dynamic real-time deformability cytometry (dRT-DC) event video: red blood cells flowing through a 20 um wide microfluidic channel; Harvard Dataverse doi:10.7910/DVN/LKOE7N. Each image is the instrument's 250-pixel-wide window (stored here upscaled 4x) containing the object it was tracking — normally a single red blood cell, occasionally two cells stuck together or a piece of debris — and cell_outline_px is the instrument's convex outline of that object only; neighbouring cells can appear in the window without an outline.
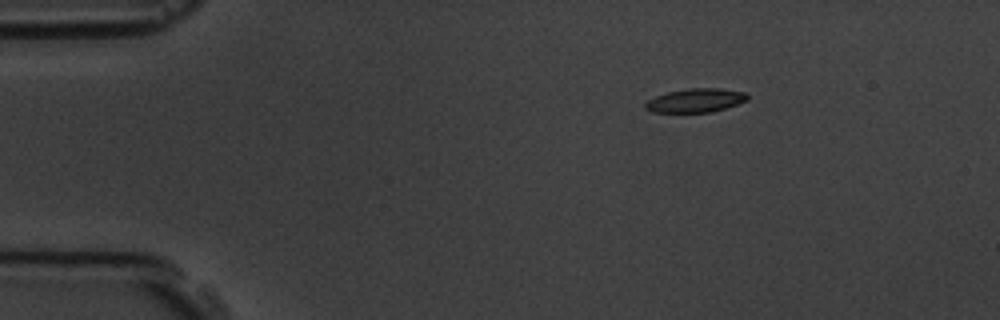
{"species": "common noctule bat (a hibernating species)", "species_latin": "Nyctalus noctula", "temperature_condition": "room temperature", "stored_images_in_passage": 2, "camera_frame_rate_fps": 3000, "um_per_image_px": 0.085, "animal": {"sex": "male", "body_mass_g": 19.5, "forearm_length_mm": 54.6}, "frame": {"image": 1, "passage_image": 2, "time_ms": 2.0, "image_size_px": [1000, 320], "cell_outline_px": [[748, 100], [712, 112], [652, 112], [644, 108], [644, 104], [648, 100], [656, 96], [668, 92], [688, 88], [720, 88], [744, 92], [748, 96]], "centroid_in_image_um": [59.1, 8.53], "position_along_channel_um": 25.9, "area_um2": 14.05}}